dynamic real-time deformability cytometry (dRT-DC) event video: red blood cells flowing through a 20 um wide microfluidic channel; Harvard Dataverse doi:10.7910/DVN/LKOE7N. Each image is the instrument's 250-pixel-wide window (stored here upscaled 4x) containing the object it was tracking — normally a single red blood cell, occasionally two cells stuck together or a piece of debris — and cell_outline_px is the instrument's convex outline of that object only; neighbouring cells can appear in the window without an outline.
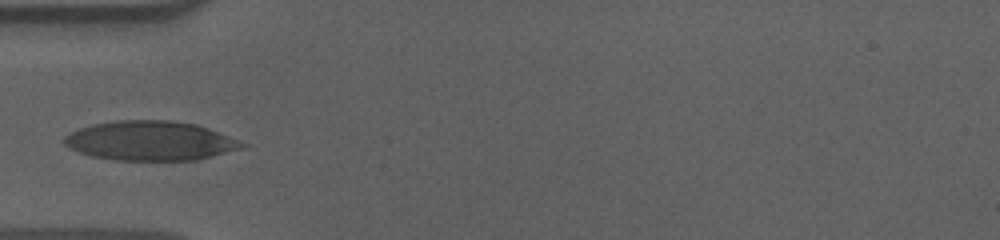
{"species": "human", "species_latin": "Homo sapiens", "temperature_condition": "cold", "stored_images_in_passage": 17, "camera_frame_rate_fps": 3000, "um_per_image_px": 0.085, "donor": {"sex": "male"}, "frame": {"image": 1, "passage_image": 1, "time_ms": 0.0, "image_size_px": [1000, 240], "cell_outline_px": [[248, 144], [240, 148], [196, 160], [112, 160], [92, 156], [68, 148], [64, 144], [64, 136], [80, 128], [92, 124], [116, 120], [172, 120], [196, 124], [208, 128]], "centroid_in_image_um": [12.73, 11.96], "position_along_channel_um": 72.3, "area_um2": 40.63}}
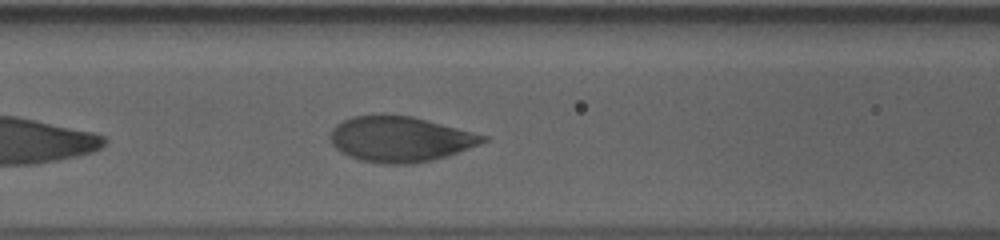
{"frame": {"image": 2, "passage_image": 6, "time_ms": 1.667, "image_size_px": [1000, 240], "cell_outline_px": [[488, 140], [480, 144], [432, 160], [412, 164], [380, 164], [360, 160], [348, 156], [340, 152], [332, 144], [328, 136], [332, 128], [336, 124], [352, 116], [380, 112], [412, 116], [488, 136]], "centroid_in_image_um": [33.93, 11.8], "position_along_channel_um": 132.7, "area_um2": 40.92}}